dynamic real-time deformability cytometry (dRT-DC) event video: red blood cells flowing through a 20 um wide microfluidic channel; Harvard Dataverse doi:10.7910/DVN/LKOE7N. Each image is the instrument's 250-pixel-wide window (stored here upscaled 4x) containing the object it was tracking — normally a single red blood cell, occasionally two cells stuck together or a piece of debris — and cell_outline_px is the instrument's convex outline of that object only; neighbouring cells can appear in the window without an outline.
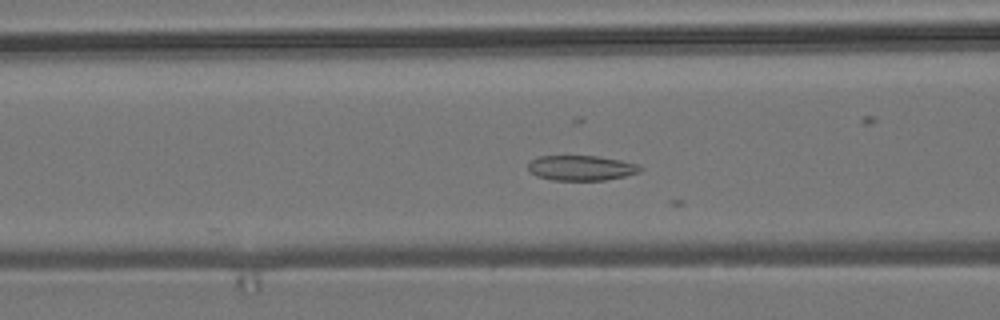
{"species": "common noctule bat (a hibernating species)", "species_latin": "Nyctalus noctula", "temperature_condition": "room temperature", "stored_images_in_passage": 15, "camera_frame_rate_fps": 3000, "um_per_image_px": 0.085, "animal": {"sex": "male", "body_mass_g": 19.2, "forearm_length_mm": 51.8}, "frame": {"image": 1, "passage_image": 11, "time_ms": 3.333, "image_size_px": [1000, 320], "cell_outline_px": [[644, 168], [640, 172], [624, 176], [604, 180], [552, 180], [536, 176], [528, 172], [528, 164], [536, 156], [600, 156], [640, 164]], "centroid_in_image_um": [49.41, 14.27], "position_along_channel_um": 117.2, "area_um2": 16.59}}